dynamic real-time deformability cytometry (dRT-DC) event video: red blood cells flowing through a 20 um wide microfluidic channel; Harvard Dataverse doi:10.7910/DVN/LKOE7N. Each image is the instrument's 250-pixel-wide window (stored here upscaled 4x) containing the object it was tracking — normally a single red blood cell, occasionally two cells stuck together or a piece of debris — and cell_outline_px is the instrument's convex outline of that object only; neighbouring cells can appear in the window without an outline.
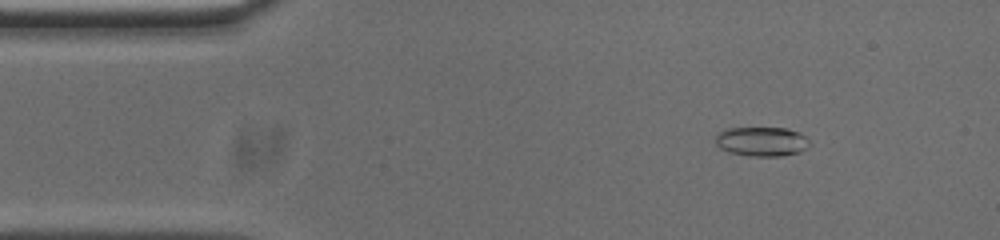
{"species": "common noctule bat (a hibernating species)", "species_latin": "Nyctalus noctula", "temperature_condition": "cold", "stored_images_in_passage": 51, "camera_frame_rate_fps": 3000, "um_per_image_px": 0.085, "animal": {"sex": "male", "body_mass_g": 20.0, "forearm_length_mm": 53.3}, "frame": {"image": 1, "passage_image": 4, "time_ms": 1.0, "image_size_px": [1000, 240], "cell_outline_px": [[812, 144], [800, 152], [780, 156], [752, 156], [728, 152], [720, 148], [716, 144], [716, 136], [720, 132], [728, 128], [788, 128], [800, 132]], "centroid_in_image_um": [64.77, 12.03], "position_along_channel_um": 20.2, "area_um2": 16.13}}
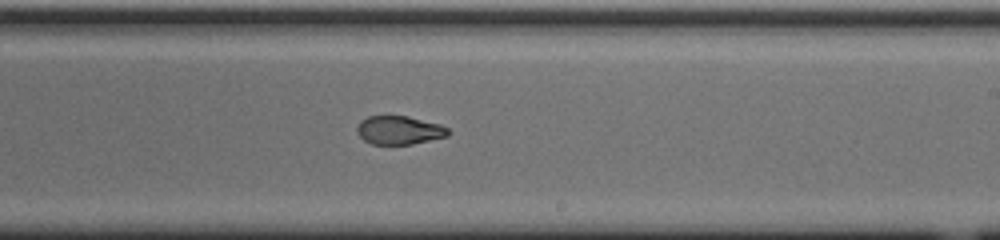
{"frame": {"image": 2, "passage_image": 28, "time_ms": 9.0, "image_size_px": [1000, 240], "cell_outline_px": [[448, 136], [412, 144], [372, 144], [364, 140], [356, 132], [356, 128], [360, 120], [368, 116], [408, 116], [440, 124], [448, 128]], "centroid_in_image_um": [33.91, 11.06], "position_along_channel_um": 255.1, "area_um2": 15.14}}
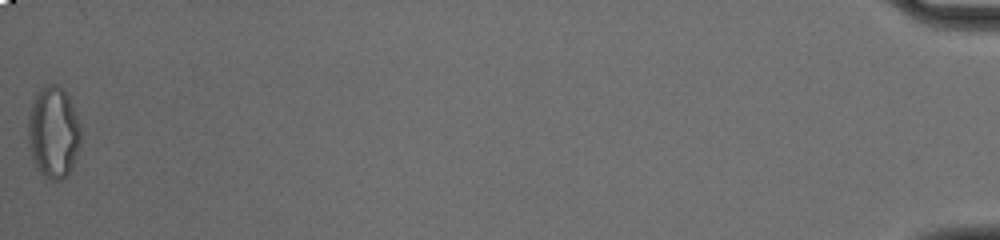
{"frame": {"image": 3, "passage_image": 51, "time_ms": 16.667, "image_size_px": [1000, 240], "cell_outline_px": [[80, 144], [68, 176], [60, 180], [52, 180], [44, 176], [36, 168], [32, 160], [28, 144], [28, 116], [32, 100], [36, 92], [48, 84], [56, 84], [68, 96], [80, 120]], "centroid_in_image_um": [4.52, 11.26], "position_along_channel_um": 430.7, "area_um2": 28.38}, "authors_computed_cell_mechanics": {"area_um2": 16.6464, "velocity_mm_per_s": 3.7421, "shape_relaxation_time_tau1_ms": null, "shape_relaxation_time_tau2_ms": 2.0143, "deformation_change_tau1": null, "deformation_change_tau2": 0.0775}}